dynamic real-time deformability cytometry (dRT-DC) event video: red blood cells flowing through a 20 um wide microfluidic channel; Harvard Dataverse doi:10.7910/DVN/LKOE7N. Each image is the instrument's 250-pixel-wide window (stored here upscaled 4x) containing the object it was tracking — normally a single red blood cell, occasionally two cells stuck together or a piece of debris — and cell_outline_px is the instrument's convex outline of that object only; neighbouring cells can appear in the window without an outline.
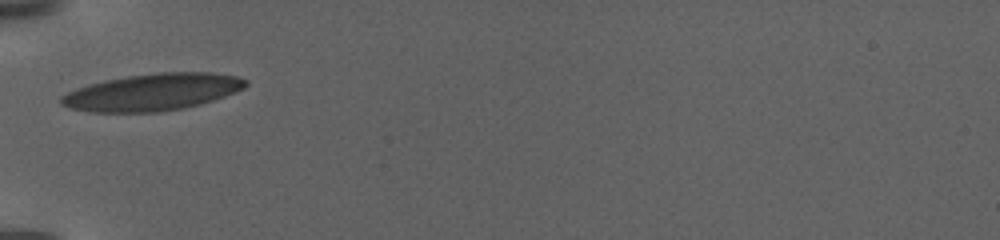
{"species": "human", "species_latin": "Homo sapiens", "temperature_condition": "warm", "stored_images_in_passage": 62, "camera_frame_rate_fps": 3000, "um_per_image_px": 0.085, "donor": {"sex": "female"}, "frame": {"image": 1, "passage_image": 1, "time_ms": 0.0, "image_size_px": [1000, 240], "cell_outline_px": [[248, 84], [244, 88], [236, 92], [200, 104], [184, 108], [160, 112], [88, 112], [72, 108], [60, 104], [60, 96], [76, 88], [88, 84], [104, 80], [128, 76], [156, 72], [212, 72], [236, 76], [248, 80]], "centroid_in_image_um": [12.96, 7.83], "position_along_channel_um": 72.0, "area_um2": 39.88}}
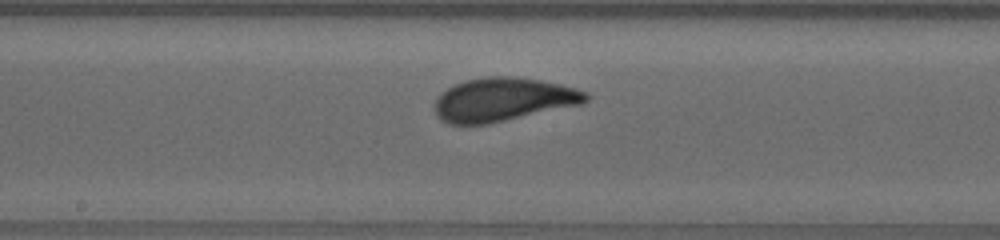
{"frame": {"image": 2, "passage_image": 24, "time_ms": 4.667, "image_size_px": [1000, 240], "cell_outline_px": [[588, 100], [580, 104], [488, 124], [448, 124], [436, 112], [436, 100], [440, 92], [464, 80], [488, 76], [512, 76], [540, 80], [560, 84], [576, 88], [584, 92], [588, 96]], "centroid_in_image_um": [42.76, 8.45], "position_along_channel_um": 205.4, "area_um2": 37.86}}
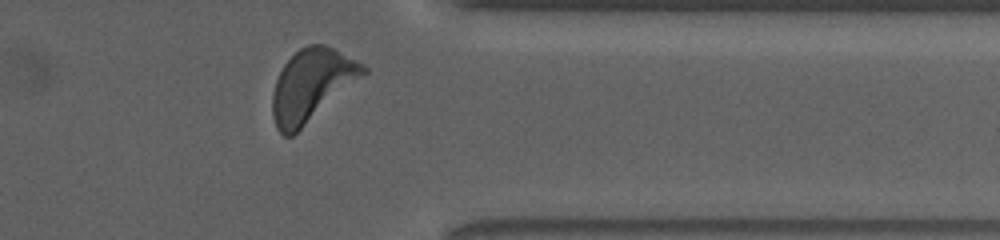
{"frame": {"image": 3, "passage_image": 56, "time_ms": 11.0, "image_size_px": [1000, 240], "cell_outline_px": [[368, 72], [292, 136], [284, 136], [276, 128], [272, 116], [272, 92], [276, 80], [284, 64], [300, 48], [308, 44], [324, 44], [364, 64], [368, 68]], "centroid_in_image_um": [26.47, 7.24], "position_along_channel_um": 384.9, "area_um2": 37.74}, "authors_computed_cell_mechanics": {"area_um2": 37.1076, "velocity_mm_per_s": 2.9148, "shape_relaxation_time_tau1_ms": 2.9189, "shape_relaxation_time_tau2_ms": 1.0093, "deformation_change_tau1": 0.1309, "deformation_change_tau2": 0.0704}}